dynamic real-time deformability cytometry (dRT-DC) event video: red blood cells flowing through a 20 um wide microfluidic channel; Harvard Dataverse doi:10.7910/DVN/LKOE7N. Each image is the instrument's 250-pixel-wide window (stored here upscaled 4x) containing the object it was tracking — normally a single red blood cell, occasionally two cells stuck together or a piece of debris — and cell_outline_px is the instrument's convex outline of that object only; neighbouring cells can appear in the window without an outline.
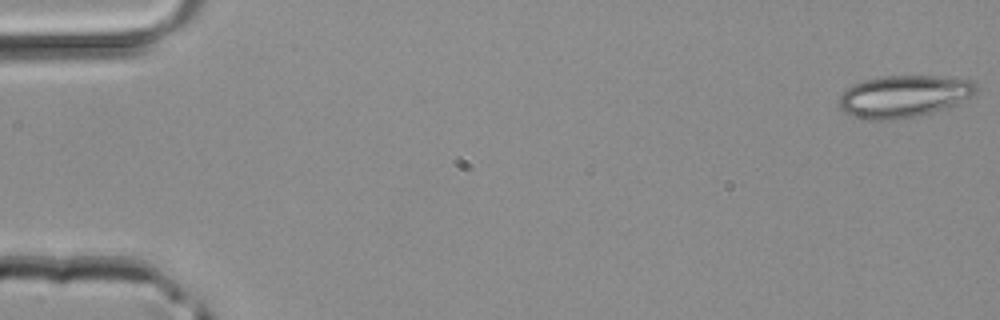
{"species": "common noctule bat (a hibernating species)", "species_latin": "Nyctalus noctula", "temperature_condition": "room temperature", "stored_images_in_passage": 43, "camera_frame_rate_fps": 3000, "um_per_image_px": 0.085, "animal": {"sex": "male", "body_mass_g": 20.4}, "frame": {"image": 1, "passage_image": 1, "time_ms": 0.0, "image_size_px": [1000, 320], "cell_outline_px": [[980, 88], [976, 96], [956, 104], [932, 112], [916, 116], [892, 120], [864, 120], [844, 112], [840, 108], [840, 96], [852, 84], [864, 80], [884, 76], [936, 76], [976, 80]], "centroid_in_image_um": [76.91, 8.18], "position_along_channel_um": 8.1, "area_um2": 33.99}}
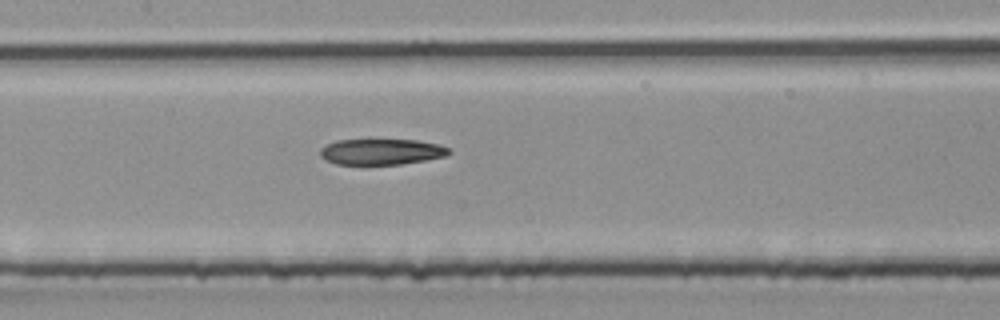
{"frame": {"image": 2, "passage_image": 21, "time_ms": 6.667, "image_size_px": [1000, 320], "cell_outline_px": [[452, 152], [444, 156], [424, 160], [400, 164], [336, 164], [324, 160], [320, 156], [320, 148], [324, 144], [336, 140], [368, 136], [416, 140], [440, 144], [448, 148]], "centroid_in_image_um": [32.33, 12.83], "position_along_channel_um": 175.1, "area_um2": 20.58}}
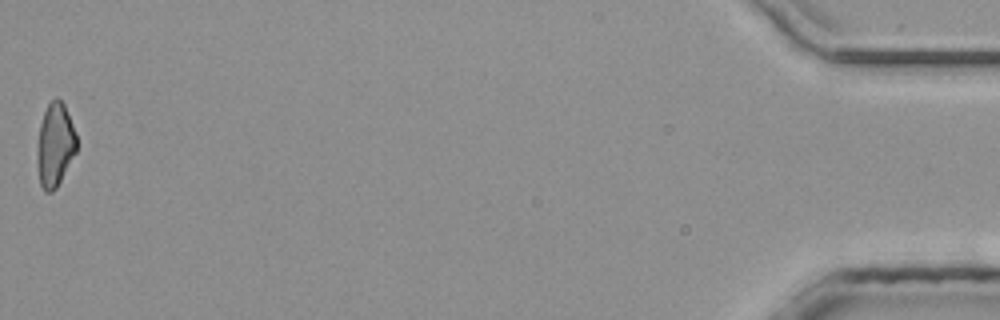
{"frame": {"image": 3, "passage_image": 43, "time_ms": 14.0, "image_size_px": [1000, 320], "cell_outline_px": [[76, 152], [56, 188], [52, 192], [44, 192], [40, 184], [36, 160], [36, 148], [40, 124], [44, 112], [48, 104], [56, 96], [64, 104], [72, 124], [76, 136]], "centroid_in_image_um": [4.65, 12.33], "position_along_channel_um": 430.6, "area_um2": 19.19}}